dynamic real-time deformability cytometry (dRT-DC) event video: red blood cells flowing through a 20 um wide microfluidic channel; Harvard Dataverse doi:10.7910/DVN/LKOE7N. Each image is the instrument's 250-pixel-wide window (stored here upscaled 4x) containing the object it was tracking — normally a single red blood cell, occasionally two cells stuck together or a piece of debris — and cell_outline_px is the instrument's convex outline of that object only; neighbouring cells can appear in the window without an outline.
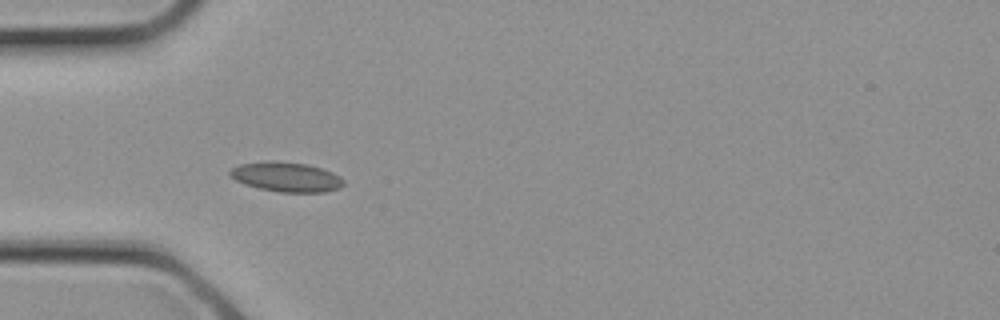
{"species": "common noctule bat (a hibernating species)", "species_latin": "Nyctalus noctula", "temperature_condition": "cold", "stored_images_in_passage": 1, "camera_frame_rate_fps": 3000, "um_per_image_px": 0.085, "animal": {"sex": "female", "body_mass_g": 21.9}, "frame": {"image": 1, "passage_image": 1, "time_ms": 0.0, "image_size_px": [1000, 320], "cell_outline_px": [[344, 184], [340, 188], [324, 192], [280, 192], [260, 188], [244, 184], [236, 180], [228, 172], [232, 168], [240, 164], [268, 160], [272, 160], [308, 164], [332, 172], [340, 176], [344, 180]], "centroid_in_image_um": [24.35, 15.03], "position_along_channel_um": 60.6, "area_um2": 19.65}}